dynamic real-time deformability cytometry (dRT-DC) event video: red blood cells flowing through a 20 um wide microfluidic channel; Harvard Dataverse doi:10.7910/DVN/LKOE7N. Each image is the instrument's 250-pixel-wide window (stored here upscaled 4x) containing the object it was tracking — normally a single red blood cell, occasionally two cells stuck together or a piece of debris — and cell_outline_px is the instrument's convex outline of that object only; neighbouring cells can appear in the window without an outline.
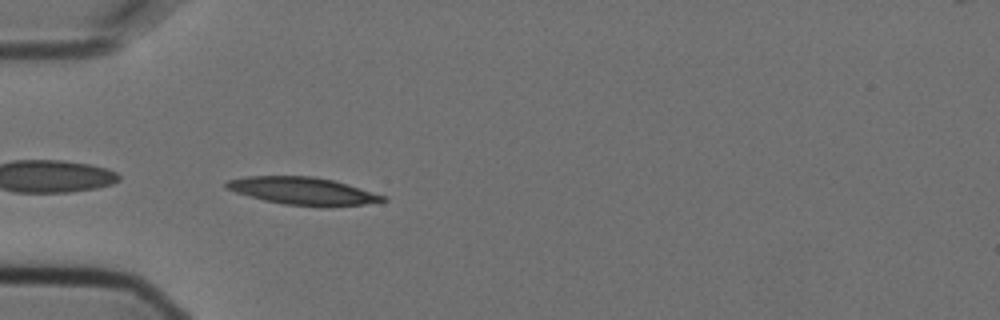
{"species": "Egyptian fruit bat (a non-hibernating species)", "species_latin": "Rousettus aegyptiacus", "temperature_condition": "cold", "stored_images_in_passage": 6, "camera_frame_rate_fps": 3000, "um_per_image_px": 0.085, "animal": {"sex": "female"}, "frame": {"image": 1, "passage_image": 6, "time_ms": 1.667, "image_size_px": [1000, 320], "cell_outline_px": [[388, 200], [364, 204], [328, 208], [284, 204], [264, 200], [236, 192], [224, 188], [224, 184], [228, 180], [248, 176], [312, 176], [332, 180], [388, 196]], "centroid_in_image_um": [25.78, 16.25], "position_along_channel_um": 59.2, "area_um2": 25.26}}